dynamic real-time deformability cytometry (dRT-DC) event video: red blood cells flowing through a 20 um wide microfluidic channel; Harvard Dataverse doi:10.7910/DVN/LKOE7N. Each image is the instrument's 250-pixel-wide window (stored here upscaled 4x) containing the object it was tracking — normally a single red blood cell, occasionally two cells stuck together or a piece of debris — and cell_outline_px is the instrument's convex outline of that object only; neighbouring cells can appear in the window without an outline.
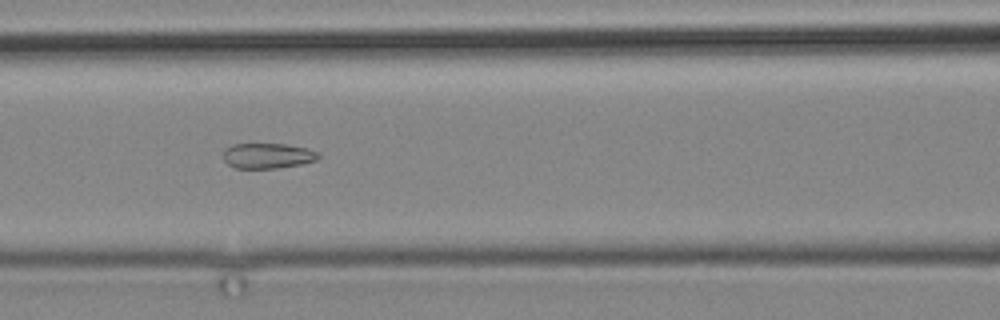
{"species": "common noctule bat (a hibernating species)", "species_latin": "Nyctalus noctula", "temperature_condition": "cold", "stored_images_in_passage": 12, "camera_frame_rate_fps": 3000, "um_per_image_px": 0.085, "animal": {"sex": "male", "body_mass_g": 19.2, "forearm_length_mm": 51.8}, "frame": {"image": 1, "passage_image": 10, "time_ms": 11.333, "image_size_px": [1000, 320], "cell_outline_px": [[320, 156], [316, 160], [300, 164], [276, 168], [236, 168], [228, 164], [224, 160], [224, 148], [232, 144], [284, 144], [308, 148], [320, 152]], "centroid_in_image_um": [22.76, 13.23], "position_along_channel_um": 143.8, "area_um2": 14.05}}
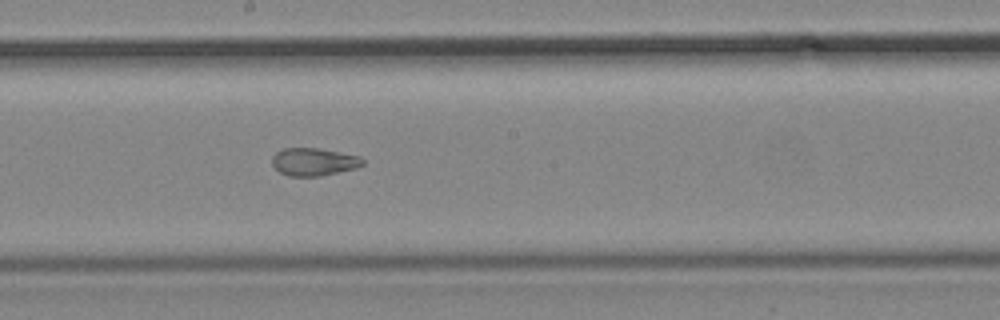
{"frame": {"image": 2, "passage_image": 12, "time_ms": 13.667, "image_size_px": [1000, 320], "cell_outline_px": [[364, 164], [356, 168], [320, 176], [288, 176], [280, 172], [272, 164], [272, 156], [276, 152], [284, 148], [316, 148], [360, 156], [364, 160]], "centroid_in_image_um": [26.66, 13.76], "position_along_channel_um": 221.5, "area_um2": 14.57}}